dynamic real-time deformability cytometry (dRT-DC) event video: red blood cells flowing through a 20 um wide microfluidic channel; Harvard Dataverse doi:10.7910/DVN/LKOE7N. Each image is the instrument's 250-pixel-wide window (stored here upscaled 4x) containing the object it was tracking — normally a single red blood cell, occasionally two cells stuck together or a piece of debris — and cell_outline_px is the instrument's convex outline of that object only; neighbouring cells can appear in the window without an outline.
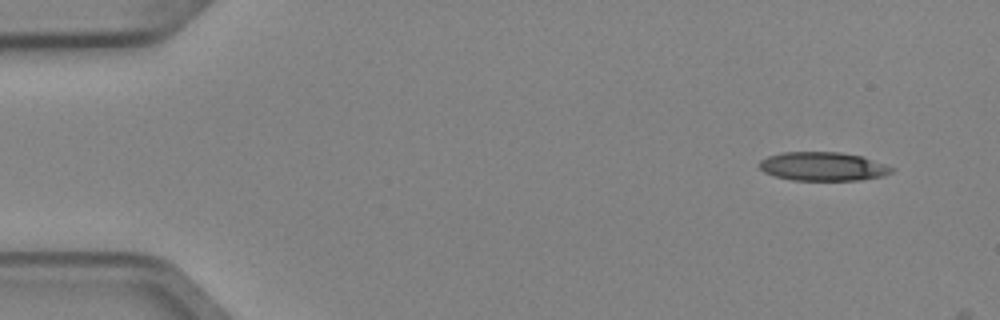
{"species": "Egyptian fruit bat (a non-hibernating species)", "species_latin": "Rousettus aegyptiacus", "temperature_condition": "cold", "stored_images_in_passage": 2, "camera_frame_rate_fps": 3000, "um_per_image_px": 0.085, "animal": {"sex": "female"}, "frame": {"image": 1, "passage_image": 1, "time_ms": 0.0, "image_size_px": [1000, 320], "cell_outline_px": [[896, 168], [892, 172], [884, 176], [860, 180], [792, 180], [776, 176], [764, 172], [756, 164], [760, 160], [768, 156], [780, 152], [840, 152], [864, 156]], "centroid_in_image_um": [69.96, 14.14], "position_along_channel_um": 15.0, "area_um2": 22.43}}